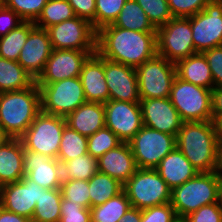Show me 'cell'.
I'll return each instance as SVG.
<instances>
[{"label":"cell","mask_w":222,"mask_h":222,"mask_svg":"<svg viewBox=\"0 0 222 222\" xmlns=\"http://www.w3.org/2000/svg\"><path fill=\"white\" fill-rule=\"evenodd\" d=\"M175 66L179 78L207 89L214 87L211 70L203 53H196L179 60Z\"/></svg>","instance_id":"484cf974"},{"label":"cell","mask_w":222,"mask_h":222,"mask_svg":"<svg viewBox=\"0 0 222 222\" xmlns=\"http://www.w3.org/2000/svg\"><path fill=\"white\" fill-rule=\"evenodd\" d=\"M61 163L62 180L88 181L97 171V159L89 153Z\"/></svg>","instance_id":"836d02e7"},{"label":"cell","mask_w":222,"mask_h":222,"mask_svg":"<svg viewBox=\"0 0 222 222\" xmlns=\"http://www.w3.org/2000/svg\"><path fill=\"white\" fill-rule=\"evenodd\" d=\"M218 140H222V115L218 116L214 121Z\"/></svg>","instance_id":"816d5d0a"},{"label":"cell","mask_w":222,"mask_h":222,"mask_svg":"<svg viewBox=\"0 0 222 222\" xmlns=\"http://www.w3.org/2000/svg\"><path fill=\"white\" fill-rule=\"evenodd\" d=\"M34 27V22H23L7 35L0 37V57L17 61L30 31Z\"/></svg>","instance_id":"1f68e13d"},{"label":"cell","mask_w":222,"mask_h":222,"mask_svg":"<svg viewBox=\"0 0 222 222\" xmlns=\"http://www.w3.org/2000/svg\"><path fill=\"white\" fill-rule=\"evenodd\" d=\"M62 194L60 188L45 189L41 187V197L36 202L31 221L59 222L61 218Z\"/></svg>","instance_id":"f1b7e54d"},{"label":"cell","mask_w":222,"mask_h":222,"mask_svg":"<svg viewBox=\"0 0 222 222\" xmlns=\"http://www.w3.org/2000/svg\"><path fill=\"white\" fill-rule=\"evenodd\" d=\"M127 0H95V30L113 24Z\"/></svg>","instance_id":"74e56055"},{"label":"cell","mask_w":222,"mask_h":222,"mask_svg":"<svg viewBox=\"0 0 222 222\" xmlns=\"http://www.w3.org/2000/svg\"><path fill=\"white\" fill-rule=\"evenodd\" d=\"M48 0H4V5L15 11L24 22H35Z\"/></svg>","instance_id":"ab89813d"},{"label":"cell","mask_w":222,"mask_h":222,"mask_svg":"<svg viewBox=\"0 0 222 222\" xmlns=\"http://www.w3.org/2000/svg\"><path fill=\"white\" fill-rule=\"evenodd\" d=\"M218 171L222 174V140H218Z\"/></svg>","instance_id":"f5cc1de1"},{"label":"cell","mask_w":222,"mask_h":222,"mask_svg":"<svg viewBox=\"0 0 222 222\" xmlns=\"http://www.w3.org/2000/svg\"><path fill=\"white\" fill-rule=\"evenodd\" d=\"M213 77L214 87L222 88V46L203 52Z\"/></svg>","instance_id":"f6af8a7d"},{"label":"cell","mask_w":222,"mask_h":222,"mask_svg":"<svg viewBox=\"0 0 222 222\" xmlns=\"http://www.w3.org/2000/svg\"><path fill=\"white\" fill-rule=\"evenodd\" d=\"M96 51L53 49L36 84H49L78 77L87 58Z\"/></svg>","instance_id":"9a60e30c"},{"label":"cell","mask_w":222,"mask_h":222,"mask_svg":"<svg viewBox=\"0 0 222 222\" xmlns=\"http://www.w3.org/2000/svg\"><path fill=\"white\" fill-rule=\"evenodd\" d=\"M10 139V137L0 128V147Z\"/></svg>","instance_id":"db71d44e"},{"label":"cell","mask_w":222,"mask_h":222,"mask_svg":"<svg viewBox=\"0 0 222 222\" xmlns=\"http://www.w3.org/2000/svg\"><path fill=\"white\" fill-rule=\"evenodd\" d=\"M169 99L183 122L213 121L211 89L194 85L176 75Z\"/></svg>","instance_id":"8992f818"},{"label":"cell","mask_w":222,"mask_h":222,"mask_svg":"<svg viewBox=\"0 0 222 222\" xmlns=\"http://www.w3.org/2000/svg\"><path fill=\"white\" fill-rule=\"evenodd\" d=\"M113 25L140 32H156L157 30L135 0H127L125 2Z\"/></svg>","instance_id":"83f0119b"},{"label":"cell","mask_w":222,"mask_h":222,"mask_svg":"<svg viewBox=\"0 0 222 222\" xmlns=\"http://www.w3.org/2000/svg\"><path fill=\"white\" fill-rule=\"evenodd\" d=\"M157 32V54L176 64L196 50L193 44L190 17H173L160 26Z\"/></svg>","instance_id":"9c48e42d"},{"label":"cell","mask_w":222,"mask_h":222,"mask_svg":"<svg viewBox=\"0 0 222 222\" xmlns=\"http://www.w3.org/2000/svg\"><path fill=\"white\" fill-rule=\"evenodd\" d=\"M176 220L178 218L170 202L141 210L140 222H175Z\"/></svg>","instance_id":"b9f144b4"},{"label":"cell","mask_w":222,"mask_h":222,"mask_svg":"<svg viewBox=\"0 0 222 222\" xmlns=\"http://www.w3.org/2000/svg\"><path fill=\"white\" fill-rule=\"evenodd\" d=\"M35 79L17 62L0 57V93L31 87Z\"/></svg>","instance_id":"4316f807"},{"label":"cell","mask_w":222,"mask_h":222,"mask_svg":"<svg viewBox=\"0 0 222 222\" xmlns=\"http://www.w3.org/2000/svg\"><path fill=\"white\" fill-rule=\"evenodd\" d=\"M173 17H190L202 11L211 0H167Z\"/></svg>","instance_id":"60d3db41"},{"label":"cell","mask_w":222,"mask_h":222,"mask_svg":"<svg viewBox=\"0 0 222 222\" xmlns=\"http://www.w3.org/2000/svg\"><path fill=\"white\" fill-rule=\"evenodd\" d=\"M139 104L144 126L177 136L183 121L169 97L141 99Z\"/></svg>","instance_id":"ac0fdd59"},{"label":"cell","mask_w":222,"mask_h":222,"mask_svg":"<svg viewBox=\"0 0 222 222\" xmlns=\"http://www.w3.org/2000/svg\"><path fill=\"white\" fill-rule=\"evenodd\" d=\"M222 174L219 171L199 172L195 177L171 190L170 204L178 219H183L200 207L219 202Z\"/></svg>","instance_id":"277c9868"},{"label":"cell","mask_w":222,"mask_h":222,"mask_svg":"<svg viewBox=\"0 0 222 222\" xmlns=\"http://www.w3.org/2000/svg\"><path fill=\"white\" fill-rule=\"evenodd\" d=\"M41 111L40 89L31 87L0 93V128L10 138H20Z\"/></svg>","instance_id":"3957f363"},{"label":"cell","mask_w":222,"mask_h":222,"mask_svg":"<svg viewBox=\"0 0 222 222\" xmlns=\"http://www.w3.org/2000/svg\"><path fill=\"white\" fill-rule=\"evenodd\" d=\"M37 85L41 111L44 113L66 117L87 102L79 76Z\"/></svg>","instance_id":"ba28073f"},{"label":"cell","mask_w":222,"mask_h":222,"mask_svg":"<svg viewBox=\"0 0 222 222\" xmlns=\"http://www.w3.org/2000/svg\"><path fill=\"white\" fill-rule=\"evenodd\" d=\"M105 127L122 142H129L144 126L139 103L108 100L104 103Z\"/></svg>","instance_id":"5bb4252c"},{"label":"cell","mask_w":222,"mask_h":222,"mask_svg":"<svg viewBox=\"0 0 222 222\" xmlns=\"http://www.w3.org/2000/svg\"><path fill=\"white\" fill-rule=\"evenodd\" d=\"M140 99L167 98L176 77V66L156 54L135 68Z\"/></svg>","instance_id":"30bf717a"},{"label":"cell","mask_w":222,"mask_h":222,"mask_svg":"<svg viewBox=\"0 0 222 222\" xmlns=\"http://www.w3.org/2000/svg\"><path fill=\"white\" fill-rule=\"evenodd\" d=\"M74 17L76 16L73 8L67 0H48L34 24L36 27L47 29Z\"/></svg>","instance_id":"d6a6232c"},{"label":"cell","mask_w":222,"mask_h":222,"mask_svg":"<svg viewBox=\"0 0 222 222\" xmlns=\"http://www.w3.org/2000/svg\"><path fill=\"white\" fill-rule=\"evenodd\" d=\"M175 222H185L183 219H178Z\"/></svg>","instance_id":"6f0895ef"},{"label":"cell","mask_w":222,"mask_h":222,"mask_svg":"<svg viewBox=\"0 0 222 222\" xmlns=\"http://www.w3.org/2000/svg\"><path fill=\"white\" fill-rule=\"evenodd\" d=\"M24 21L12 9L3 5L0 8V37L7 35L11 30L16 29Z\"/></svg>","instance_id":"7dc6e473"},{"label":"cell","mask_w":222,"mask_h":222,"mask_svg":"<svg viewBox=\"0 0 222 222\" xmlns=\"http://www.w3.org/2000/svg\"><path fill=\"white\" fill-rule=\"evenodd\" d=\"M4 5V0H0V8Z\"/></svg>","instance_id":"9f6ffc18"},{"label":"cell","mask_w":222,"mask_h":222,"mask_svg":"<svg viewBox=\"0 0 222 222\" xmlns=\"http://www.w3.org/2000/svg\"><path fill=\"white\" fill-rule=\"evenodd\" d=\"M40 197L41 187L27 176L0 187V206L30 220Z\"/></svg>","instance_id":"2e32d148"},{"label":"cell","mask_w":222,"mask_h":222,"mask_svg":"<svg viewBox=\"0 0 222 222\" xmlns=\"http://www.w3.org/2000/svg\"><path fill=\"white\" fill-rule=\"evenodd\" d=\"M62 198L74 204L82 205L90 209V193L88 181L84 180H62L60 186Z\"/></svg>","instance_id":"8d00e7d4"},{"label":"cell","mask_w":222,"mask_h":222,"mask_svg":"<svg viewBox=\"0 0 222 222\" xmlns=\"http://www.w3.org/2000/svg\"><path fill=\"white\" fill-rule=\"evenodd\" d=\"M66 125L79 134L89 137L99 129L105 127L104 104L99 102H85L74 112L65 117Z\"/></svg>","instance_id":"cb8c5ba5"},{"label":"cell","mask_w":222,"mask_h":222,"mask_svg":"<svg viewBox=\"0 0 222 222\" xmlns=\"http://www.w3.org/2000/svg\"><path fill=\"white\" fill-rule=\"evenodd\" d=\"M122 141L109 128L99 129L88 137L87 152L94 158L99 159L111 149L116 148Z\"/></svg>","instance_id":"d590c367"},{"label":"cell","mask_w":222,"mask_h":222,"mask_svg":"<svg viewBox=\"0 0 222 222\" xmlns=\"http://www.w3.org/2000/svg\"><path fill=\"white\" fill-rule=\"evenodd\" d=\"M176 147L198 172L218 171V138L213 121L183 122Z\"/></svg>","instance_id":"7a4b0ae2"},{"label":"cell","mask_w":222,"mask_h":222,"mask_svg":"<svg viewBox=\"0 0 222 222\" xmlns=\"http://www.w3.org/2000/svg\"><path fill=\"white\" fill-rule=\"evenodd\" d=\"M23 148L20 138H10L0 147V187L25 176Z\"/></svg>","instance_id":"d4e9b609"},{"label":"cell","mask_w":222,"mask_h":222,"mask_svg":"<svg viewBox=\"0 0 222 222\" xmlns=\"http://www.w3.org/2000/svg\"><path fill=\"white\" fill-rule=\"evenodd\" d=\"M131 207L145 209L171 201V189L156 169L138 168L123 185Z\"/></svg>","instance_id":"5b68a950"},{"label":"cell","mask_w":222,"mask_h":222,"mask_svg":"<svg viewBox=\"0 0 222 222\" xmlns=\"http://www.w3.org/2000/svg\"><path fill=\"white\" fill-rule=\"evenodd\" d=\"M197 53L222 46V0H211L202 11L190 16Z\"/></svg>","instance_id":"4fadbf2b"},{"label":"cell","mask_w":222,"mask_h":222,"mask_svg":"<svg viewBox=\"0 0 222 222\" xmlns=\"http://www.w3.org/2000/svg\"><path fill=\"white\" fill-rule=\"evenodd\" d=\"M98 172L125 184L136 172L137 165L129 143L122 142L97 159Z\"/></svg>","instance_id":"7402d4cb"},{"label":"cell","mask_w":222,"mask_h":222,"mask_svg":"<svg viewBox=\"0 0 222 222\" xmlns=\"http://www.w3.org/2000/svg\"><path fill=\"white\" fill-rule=\"evenodd\" d=\"M52 50L47 30L35 26L30 31L17 62L36 80L43 72Z\"/></svg>","instance_id":"ffe728a7"},{"label":"cell","mask_w":222,"mask_h":222,"mask_svg":"<svg viewBox=\"0 0 222 222\" xmlns=\"http://www.w3.org/2000/svg\"><path fill=\"white\" fill-rule=\"evenodd\" d=\"M128 143L137 168L155 169L160 161L176 147V137L143 126Z\"/></svg>","instance_id":"8fae6325"},{"label":"cell","mask_w":222,"mask_h":222,"mask_svg":"<svg viewBox=\"0 0 222 222\" xmlns=\"http://www.w3.org/2000/svg\"><path fill=\"white\" fill-rule=\"evenodd\" d=\"M73 8L75 16L90 22L95 29V0H67Z\"/></svg>","instance_id":"bcb514c9"},{"label":"cell","mask_w":222,"mask_h":222,"mask_svg":"<svg viewBox=\"0 0 222 222\" xmlns=\"http://www.w3.org/2000/svg\"><path fill=\"white\" fill-rule=\"evenodd\" d=\"M24 174L45 189L60 188L62 184L61 163L47 155L23 148Z\"/></svg>","instance_id":"d6986e66"},{"label":"cell","mask_w":222,"mask_h":222,"mask_svg":"<svg viewBox=\"0 0 222 222\" xmlns=\"http://www.w3.org/2000/svg\"><path fill=\"white\" fill-rule=\"evenodd\" d=\"M65 117L40 111L25 133L20 137L24 149L39 152L57 159Z\"/></svg>","instance_id":"52a82bcc"},{"label":"cell","mask_w":222,"mask_h":222,"mask_svg":"<svg viewBox=\"0 0 222 222\" xmlns=\"http://www.w3.org/2000/svg\"><path fill=\"white\" fill-rule=\"evenodd\" d=\"M141 209L130 207L119 222H140Z\"/></svg>","instance_id":"f907efd6"},{"label":"cell","mask_w":222,"mask_h":222,"mask_svg":"<svg viewBox=\"0 0 222 222\" xmlns=\"http://www.w3.org/2000/svg\"><path fill=\"white\" fill-rule=\"evenodd\" d=\"M46 30L52 49L96 51L97 31L85 19L76 16Z\"/></svg>","instance_id":"7c38bea8"},{"label":"cell","mask_w":222,"mask_h":222,"mask_svg":"<svg viewBox=\"0 0 222 222\" xmlns=\"http://www.w3.org/2000/svg\"><path fill=\"white\" fill-rule=\"evenodd\" d=\"M90 208L103 204L123 191V184L107 174L96 172L89 180Z\"/></svg>","instance_id":"f546056e"},{"label":"cell","mask_w":222,"mask_h":222,"mask_svg":"<svg viewBox=\"0 0 222 222\" xmlns=\"http://www.w3.org/2000/svg\"><path fill=\"white\" fill-rule=\"evenodd\" d=\"M87 142L88 137L65 125L57 159L60 162H66L87 154Z\"/></svg>","instance_id":"e575fe53"},{"label":"cell","mask_w":222,"mask_h":222,"mask_svg":"<svg viewBox=\"0 0 222 222\" xmlns=\"http://www.w3.org/2000/svg\"><path fill=\"white\" fill-rule=\"evenodd\" d=\"M155 169L171 190L199 173L177 147L169 152Z\"/></svg>","instance_id":"603a6c76"},{"label":"cell","mask_w":222,"mask_h":222,"mask_svg":"<svg viewBox=\"0 0 222 222\" xmlns=\"http://www.w3.org/2000/svg\"><path fill=\"white\" fill-rule=\"evenodd\" d=\"M211 110L213 121L222 115V88L220 87L211 89Z\"/></svg>","instance_id":"c3c4849f"},{"label":"cell","mask_w":222,"mask_h":222,"mask_svg":"<svg viewBox=\"0 0 222 222\" xmlns=\"http://www.w3.org/2000/svg\"><path fill=\"white\" fill-rule=\"evenodd\" d=\"M147 15L148 20L157 29L169 22L171 15L167 0H135Z\"/></svg>","instance_id":"f35d334b"},{"label":"cell","mask_w":222,"mask_h":222,"mask_svg":"<svg viewBox=\"0 0 222 222\" xmlns=\"http://www.w3.org/2000/svg\"><path fill=\"white\" fill-rule=\"evenodd\" d=\"M105 80L109 100L139 103V87L134 67L104 58Z\"/></svg>","instance_id":"e0dca14e"},{"label":"cell","mask_w":222,"mask_h":222,"mask_svg":"<svg viewBox=\"0 0 222 222\" xmlns=\"http://www.w3.org/2000/svg\"><path fill=\"white\" fill-rule=\"evenodd\" d=\"M87 102L106 103L109 89L105 80L104 57L97 52L84 62L79 75Z\"/></svg>","instance_id":"44dd1931"},{"label":"cell","mask_w":222,"mask_h":222,"mask_svg":"<svg viewBox=\"0 0 222 222\" xmlns=\"http://www.w3.org/2000/svg\"><path fill=\"white\" fill-rule=\"evenodd\" d=\"M61 218L59 222H91L90 209L74 204L69 200H61Z\"/></svg>","instance_id":"7bdbcfd3"},{"label":"cell","mask_w":222,"mask_h":222,"mask_svg":"<svg viewBox=\"0 0 222 222\" xmlns=\"http://www.w3.org/2000/svg\"><path fill=\"white\" fill-rule=\"evenodd\" d=\"M96 52L134 68L157 54V32H140L106 25L97 31Z\"/></svg>","instance_id":"6da1fadb"},{"label":"cell","mask_w":222,"mask_h":222,"mask_svg":"<svg viewBox=\"0 0 222 222\" xmlns=\"http://www.w3.org/2000/svg\"><path fill=\"white\" fill-rule=\"evenodd\" d=\"M131 207L124 191L105 203L90 208L91 222H119Z\"/></svg>","instance_id":"4dcf8cb0"},{"label":"cell","mask_w":222,"mask_h":222,"mask_svg":"<svg viewBox=\"0 0 222 222\" xmlns=\"http://www.w3.org/2000/svg\"><path fill=\"white\" fill-rule=\"evenodd\" d=\"M0 222H30V219L9 212L0 206Z\"/></svg>","instance_id":"681fc988"},{"label":"cell","mask_w":222,"mask_h":222,"mask_svg":"<svg viewBox=\"0 0 222 222\" xmlns=\"http://www.w3.org/2000/svg\"><path fill=\"white\" fill-rule=\"evenodd\" d=\"M219 202H220L221 209H222V190H221V194H220V200H219Z\"/></svg>","instance_id":"11a10c76"},{"label":"cell","mask_w":222,"mask_h":222,"mask_svg":"<svg viewBox=\"0 0 222 222\" xmlns=\"http://www.w3.org/2000/svg\"><path fill=\"white\" fill-rule=\"evenodd\" d=\"M183 220L185 222H222L220 202L202 206L187 215Z\"/></svg>","instance_id":"ee69618b"}]
</instances>
